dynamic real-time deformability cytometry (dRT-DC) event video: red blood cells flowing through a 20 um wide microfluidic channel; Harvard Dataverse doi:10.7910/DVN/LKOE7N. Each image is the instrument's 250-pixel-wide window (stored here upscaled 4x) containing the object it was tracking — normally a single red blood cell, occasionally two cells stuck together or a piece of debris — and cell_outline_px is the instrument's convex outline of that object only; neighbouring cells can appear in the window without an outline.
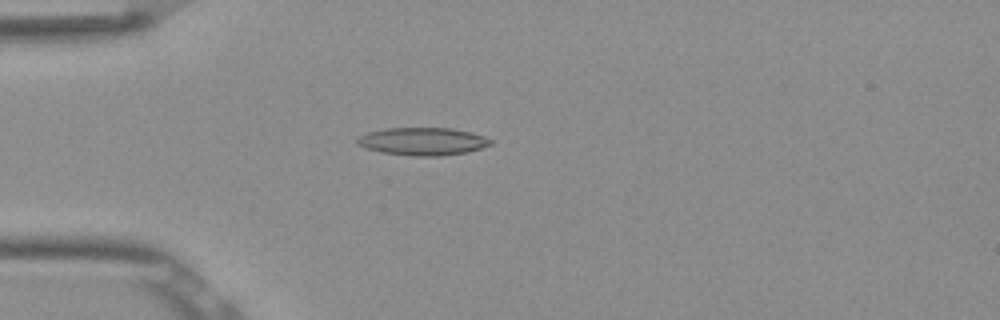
{"species": "Egyptian fruit bat (a non-hibernating species)", "species_latin": "Rousettus aegyptiacus", "temperature_condition": "room temperature", "stored_images_in_passage": 53, "camera_frame_rate_fps": 3000, "um_per_image_px": 0.085, "frame": {"image": 1, "passage_image": 15, "time_ms": 4.667, "image_size_px": [1000, 320], "cell_outline_px": [[492, 144], [468, 152], [440, 156], [416, 156], [380, 152], [364, 148], [356, 144], [356, 136], [368, 132], [384, 128], [452, 128], [472, 132], [484, 136], [492, 140]], "centroid_in_image_um": [35.89, 12.01], "position_along_channel_um": 49.1, "area_um2": 21.79}}
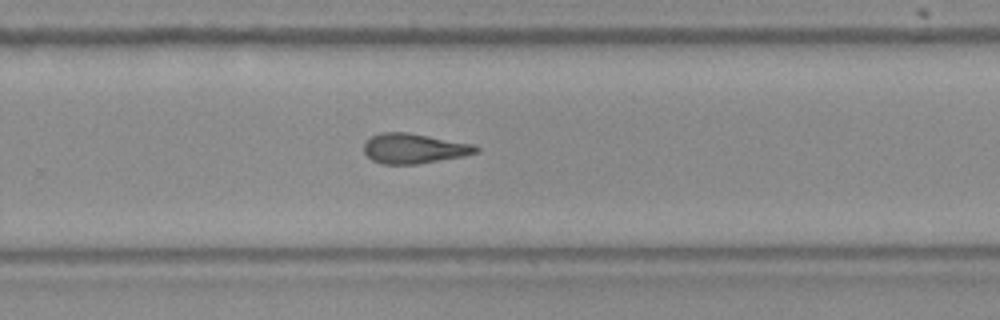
{"frame": {"image": 2, "passage_image": 35, "time_ms": 11.333, "image_size_px": [1000, 320], "cell_outline_px": [[480, 152], [464, 156], [416, 164], [384, 164], [372, 160], [364, 152], [364, 144], [372, 136], [380, 132], [408, 132], [476, 144], [480, 148]], "centroid_in_image_um": [35.24, 12.61], "position_along_channel_um": 294.6, "area_um2": 19.71}}
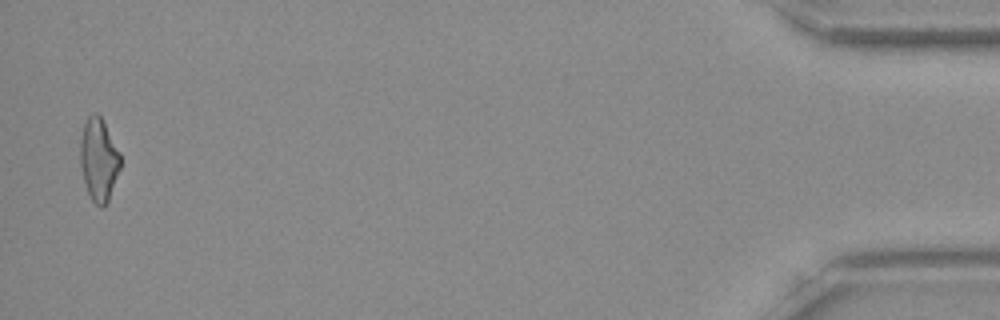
{"frame": {"image": 3, "passage_image": 52, "time_ms": 17.0, "image_size_px": [1000, 320], "cell_outline_px": [[120, 168], [108, 200], [100, 208], [92, 200], [88, 192], [84, 180], [80, 164], [80, 140], [84, 124], [88, 116], [92, 112], [96, 112], [100, 116], [120, 152]], "centroid_in_image_um": [8.38, 13.54], "position_along_channel_um": 426.8, "area_um2": 19.07}, "authors_computed_cell_mechanics": {"area_um2": 20.0566, "velocity_mm_per_s": 3.8848, "shape_relaxation_time_tau1_ms": null, "shape_relaxation_time_tau2_ms": 5.1216, "deformation_change_tau1": null, "deformation_change_tau2": 0.1636}}